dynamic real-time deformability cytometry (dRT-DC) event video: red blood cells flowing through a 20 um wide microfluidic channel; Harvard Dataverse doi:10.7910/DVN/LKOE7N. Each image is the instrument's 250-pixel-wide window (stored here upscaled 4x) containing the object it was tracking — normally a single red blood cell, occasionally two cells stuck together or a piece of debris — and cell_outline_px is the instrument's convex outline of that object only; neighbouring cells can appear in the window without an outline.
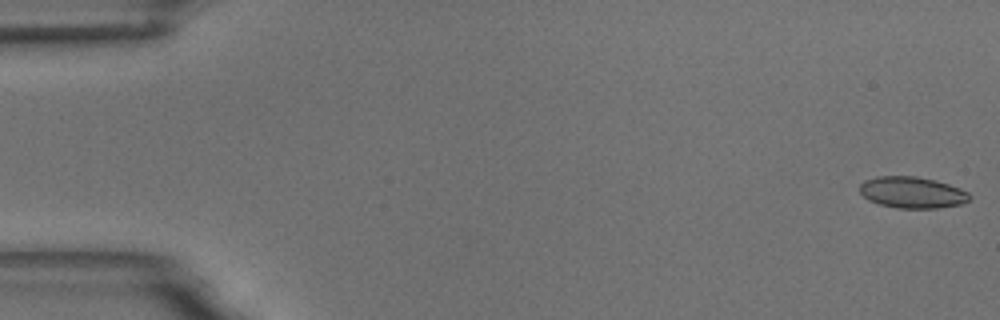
{"species": "common noctule bat (a hibernating species)", "species_latin": "Nyctalus noctula", "temperature_condition": "room temperature", "stored_images_in_passage": 55, "camera_frame_rate_fps": 3000, "um_per_image_px": 0.085, "animal": {"sex": "male", "body_mass_g": 18.8}, "frame": {"image": 1, "passage_image": 1, "time_ms": 0.0, "image_size_px": [1000, 320], "cell_outline_px": [[972, 196], [968, 200], [960, 204], [936, 208], [896, 208], [880, 204], [868, 200], [860, 192], [860, 184], [864, 180], [876, 176], [916, 176], [936, 180], [960, 188], [968, 192]], "centroid_in_image_um": [77.52, 16.35], "position_along_channel_um": 7.5, "area_um2": 20.11}}
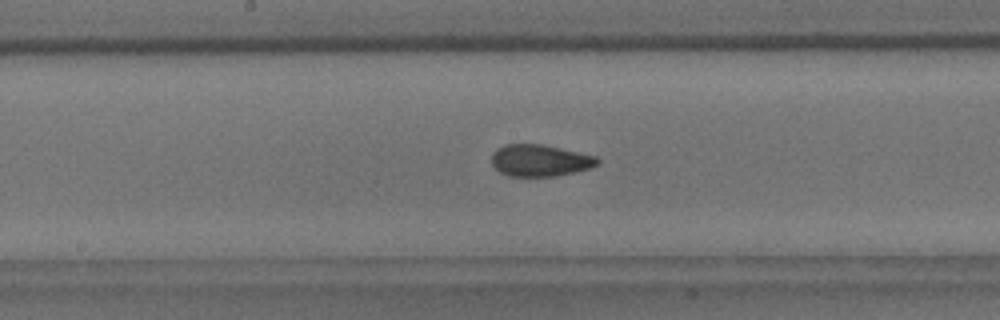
{"frame": {"image": 2, "passage_image": 29, "time_ms": 9.333, "image_size_px": [1000, 320], "cell_outline_px": [[600, 164], [592, 168], [556, 176], [508, 176], [500, 172], [492, 164], [492, 152], [496, 148], [504, 144], [540, 144], [560, 148], [596, 156], [600, 160]], "centroid_in_image_um": [45.9, 13.64], "position_along_channel_um": 202.3, "area_um2": 19.71}}
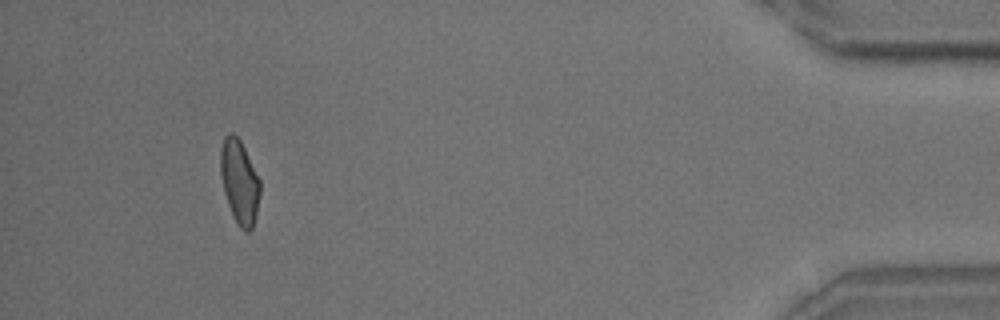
{"frame": {"image": 3, "passage_image": 52, "time_ms": 17.0, "image_size_px": [1000, 320], "cell_outline_px": [[260, 192], [256, 216], [252, 228], [248, 232], [244, 232], [236, 224], [232, 216], [224, 192], [220, 172], [220, 148], [224, 136], [228, 132], [232, 132], [240, 140], [260, 180]], "centroid_in_image_um": [20.34, 15.47], "position_along_channel_um": 414.9, "area_um2": 19.48}, "authors_computed_cell_mechanics": {"area_um2": 19.7676, "velocity_mm_per_s": 3.6287, "shape_relaxation_time_tau1_ms": null, "shape_relaxation_time_tau2_ms": 1.3849, "deformation_change_tau1": null, "deformation_change_tau2": 0.0664}}